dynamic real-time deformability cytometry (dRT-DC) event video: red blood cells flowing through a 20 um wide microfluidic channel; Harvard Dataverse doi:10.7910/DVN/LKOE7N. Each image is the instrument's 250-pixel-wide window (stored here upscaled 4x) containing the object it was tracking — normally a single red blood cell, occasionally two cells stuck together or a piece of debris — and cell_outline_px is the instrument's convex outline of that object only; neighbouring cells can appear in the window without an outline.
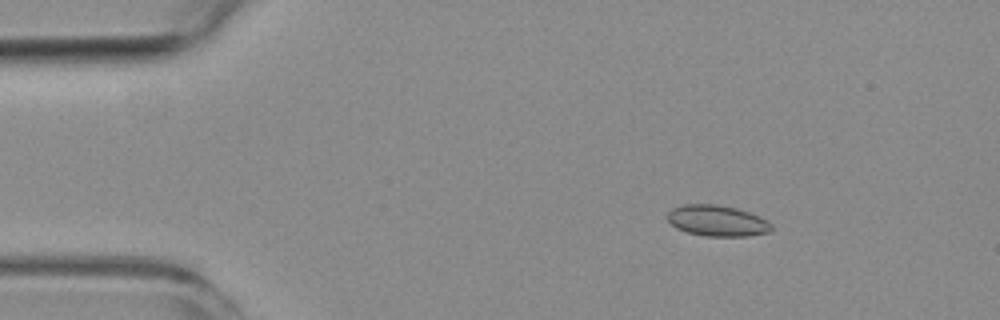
{"species": "common noctule bat (a hibernating species)", "species_latin": "Nyctalus noctula", "temperature_condition": "room temperature", "stored_images_in_passage": 5, "segment_of_instrument_passage": [1, 2], "camera_frame_rate_fps": 3000, "um_per_image_px": 0.085, "animal": {"sex": "female", "body_mass_g": 19.3, "forearm_length_mm": 54.1}, "frame": {"image": 1, "passage_image": 2, "time_ms": 1.333, "image_size_px": [1000, 320], "cell_outline_px": [[772, 232], [748, 236], [704, 236], [688, 232], [676, 228], [668, 220], [668, 212], [672, 208], [684, 204], [716, 204], [736, 208], [748, 212], [772, 224]], "centroid_in_image_um": [60.95, 18.77], "position_along_channel_um": 24.0, "area_um2": 18.67}}
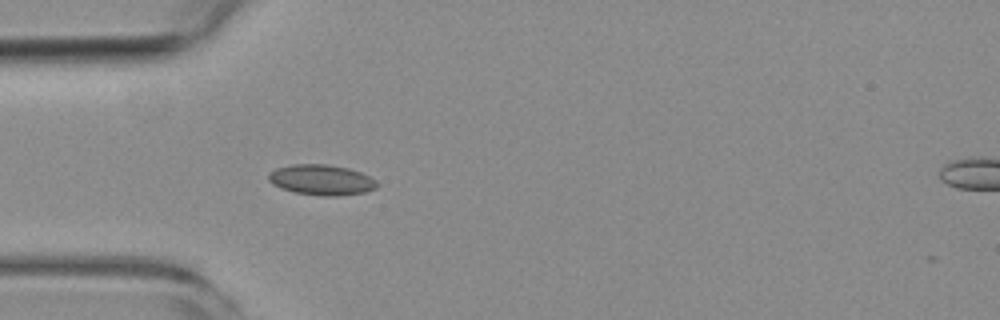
{"frame": {"image": 2, "passage_image": 4, "time_ms": 4.0, "image_size_px": [1000, 320], "cell_outline_px": [[376, 188], [364, 192], [336, 196], [320, 196], [292, 192], [280, 188], [272, 184], [268, 180], [268, 172], [276, 168], [292, 164], [328, 164], [348, 168], [360, 172], [376, 180]], "centroid_in_image_um": [27.26, 15.29], "position_along_channel_um": 57.7, "area_um2": 19.36}}